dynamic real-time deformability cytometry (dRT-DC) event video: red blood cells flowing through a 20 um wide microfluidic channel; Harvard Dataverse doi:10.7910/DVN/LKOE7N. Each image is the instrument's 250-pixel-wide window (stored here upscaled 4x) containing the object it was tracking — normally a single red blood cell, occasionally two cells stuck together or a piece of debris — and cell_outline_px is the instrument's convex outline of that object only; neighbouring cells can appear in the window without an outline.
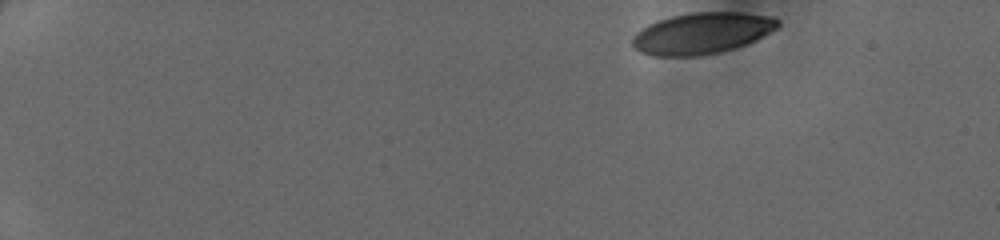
{"species": "human", "species_latin": "Homo sapiens", "temperature_condition": "cold", "stored_images_in_passage": 9, "camera_frame_rate_fps": 3000, "um_per_image_px": 0.085, "donor": {"sex": "female"}, "frame": {"image": 1, "passage_image": 1, "time_ms": 0.0, "image_size_px": [1000, 240], "cell_outline_px": [[780, 24], [776, 28], [756, 40], [732, 48], [716, 52], [696, 56], [652, 56], [640, 52], [632, 44], [632, 36], [640, 28], [656, 20], [672, 16], [692, 12], [740, 12], [772, 16], [780, 20]], "centroid_in_image_um": [59.63, 2.81], "position_along_channel_um": 25.4, "area_um2": 34.97}}
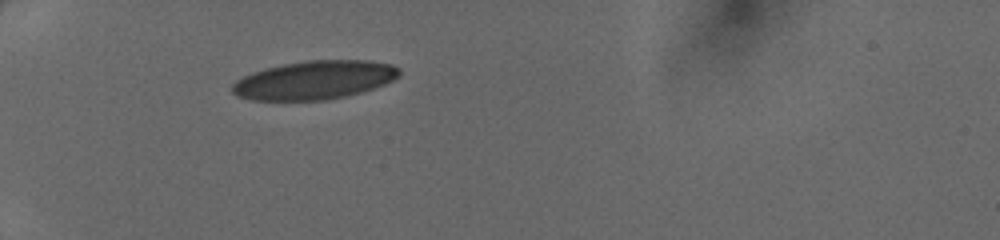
{"frame": {"image": 2, "passage_image": 7, "time_ms": 2.0, "image_size_px": [1000, 240], "cell_outline_px": [[400, 76], [384, 84], [360, 92], [344, 96], [324, 100], [252, 100], [236, 96], [232, 92], [232, 84], [236, 80], [252, 72], [284, 64], [308, 60], [372, 60], [392, 64], [400, 68]], "centroid_in_image_um": [26.73, 6.8], "position_along_channel_um": 58.3, "area_um2": 37.45}}